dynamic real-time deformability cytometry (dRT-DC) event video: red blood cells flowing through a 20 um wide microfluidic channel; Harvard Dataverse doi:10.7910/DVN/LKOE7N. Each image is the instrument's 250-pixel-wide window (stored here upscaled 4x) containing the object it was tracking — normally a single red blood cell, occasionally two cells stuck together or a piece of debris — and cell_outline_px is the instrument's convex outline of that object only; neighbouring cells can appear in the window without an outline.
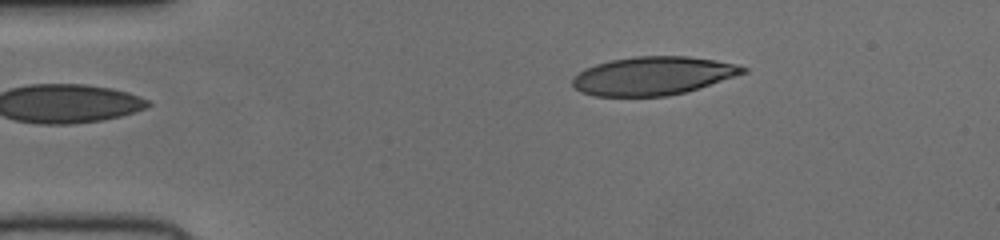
{"species": "human", "species_latin": "Homo sapiens", "temperature_condition": "cold", "stored_images_in_passage": 43, "camera_frame_rate_fps": 3000, "um_per_image_px": 0.085, "donor": {"sex": "female"}, "frame": {"image": 1, "passage_image": 1, "time_ms": 0.0, "image_size_px": [1000, 240], "cell_outline_px": [[748, 72], [684, 92], [668, 96], [596, 96], [580, 92], [572, 84], [572, 76], [584, 68], [596, 64], [612, 60], [636, 56], [688, 56], [716, 60], [736, 64], [748, 68]], "centroid_in_image_um": [55.48, 6.44], "position_along_channel_um": 29.5, "area_um2": 38.03}}
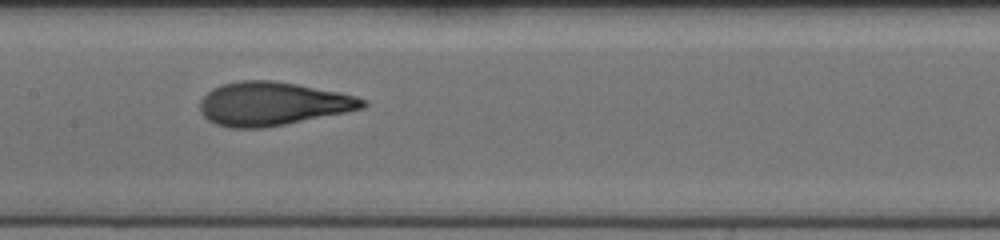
{"frame": {"image": 2, "passage_image": 17, "time_ms": 5.333, "image_size_px": [1000, 240], "cell_outline_px": [[368, 104], [364, 108], [284, 124], [260, 128], [228, 128], [216, 124], [208, 120], [200, 112], [200, 100], [212, 88], [220, 84], [240, 80], [276, 80], [340, 92], [356, 96], [364, 100]], "centroid_in_image_um": [23.12, 8.8], "position_along_channel_um": 184.3, "area_um2": 41.21}}
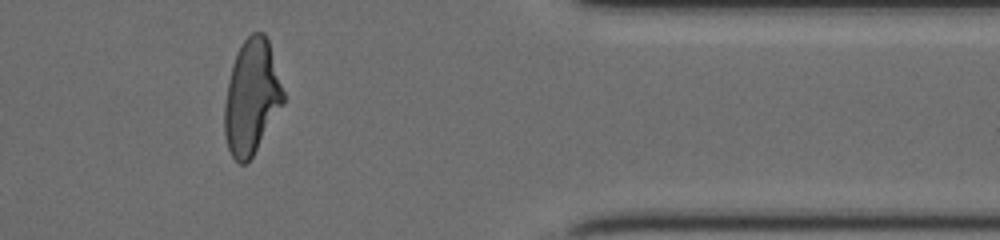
{"frame": {"image": 3, "passage_image": 34, "time_ms": 11.0, "image_size_px": [1000, 240], "cell_outline_px": [[284, 104], [252, 156], [244, 164], [240, 164], [232, 156], [228, 148], [224, 136], [224, 104], [228, 80], [232, 64], [236, 52], [244, 40], [252, 32], [264, 32], [268, 40], [284, 92]], "centroid_in_image_um": [21.37, 8.24], "position_along_channel_um": 390.0, "area_um2": 39.19}}